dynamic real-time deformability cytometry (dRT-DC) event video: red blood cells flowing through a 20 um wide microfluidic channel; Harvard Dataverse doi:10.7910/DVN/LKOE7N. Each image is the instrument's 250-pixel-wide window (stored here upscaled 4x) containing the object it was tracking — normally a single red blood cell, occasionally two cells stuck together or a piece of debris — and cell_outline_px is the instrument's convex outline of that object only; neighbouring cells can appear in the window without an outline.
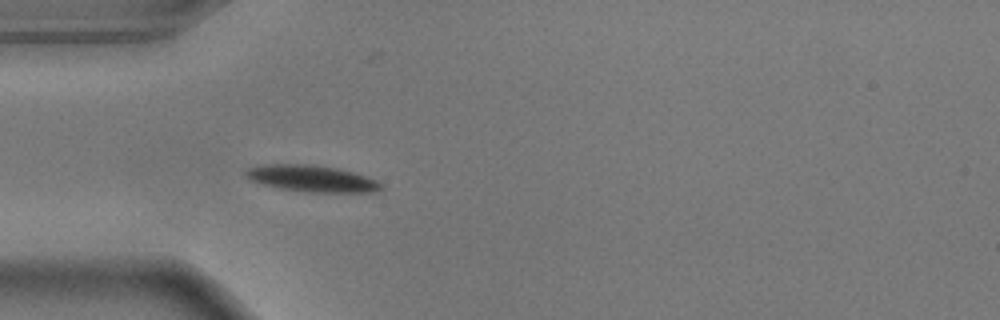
{"species": "common noctule bat (a hibernating species)", "species_latin": "Nyctalus noctula", "temperature_condition": "warm", "stored_images_in_passage": 40, "camera_frame_rate_fps": 3000, "um_per_image_px": 0.085, "animal": {"sex": "male", "body_mass_g": 17.9}, "frame": {"image": 1, "passage_image": 1, "time_ms": 0.0, "image_size_px": [1000, 320], "cell_outline_px": [[384, 188], [372, 192], [308, 192], [276, 188], [256, 184], [244, 176], [244, 172], [248, 168], [260, 164], [312, 164], [340, 168], [376, 180], [384, 184]], "centroid_in_image_um": [26.43, 15.17], "position_along_channel_um": 58.6, "area_um2": 21.39}}
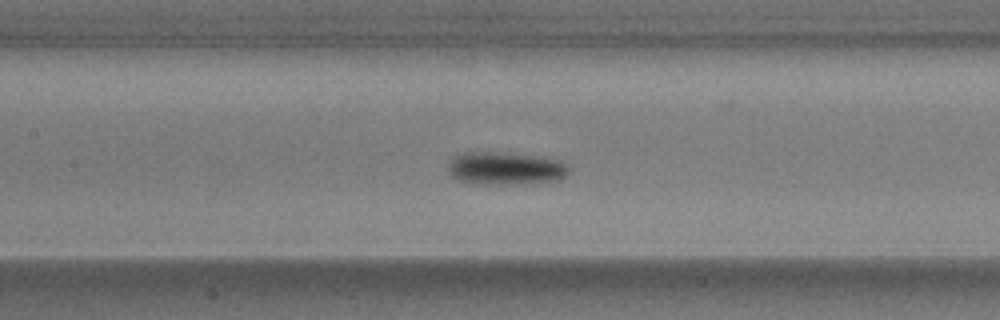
{"frame": {"image": 2, "passage_image": 10, "time_ms": 3.0, "image_size_px": [1000, 320], "cell_outline_px": [[568, 172], [564, 176], [556, 180], [508, 184], [492, 184], [456, 180], [448, 172], [448, 164], [456, 156], [464, 152], [488, 152], [532, 156], [556, 160], [564, 164], [568, 168]], "centroid_in_image_um": [42.89, 14.31], "position_along_channel_um": 164.5, "area_um2": 22.2}}
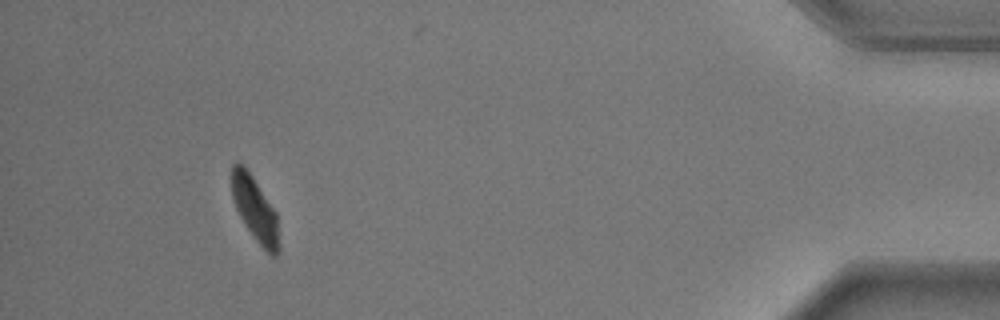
{"frame": {"image": 3, "passage_image": 36, "time_ms": 11.667, "image_size_px": [1000, 320], "cell_outline_px": [[280, 248], [276, 256], [272, 256], [256, 240], [244, 224], [236, 208], [232, 196], [232, 164], [236, 160], [244, 164], [276, 212], [280, 244]], "centroid_in_image_um": [21.68, 17.76], "position_along_channel_um": 413.5, "area_um2": 17.69}, "authors_computed_cell_mechanics": {"area_um2": 20.3456, "velocity_mm_per_s": 3.6314, "shape_relaxation_time_tau1_ms": 1.9305, "shape_relaxation_time_tau2_ms": 4.3102, "deformation_change_tau1": 0.1271, "deformation_change_tau2": 0.0776}}